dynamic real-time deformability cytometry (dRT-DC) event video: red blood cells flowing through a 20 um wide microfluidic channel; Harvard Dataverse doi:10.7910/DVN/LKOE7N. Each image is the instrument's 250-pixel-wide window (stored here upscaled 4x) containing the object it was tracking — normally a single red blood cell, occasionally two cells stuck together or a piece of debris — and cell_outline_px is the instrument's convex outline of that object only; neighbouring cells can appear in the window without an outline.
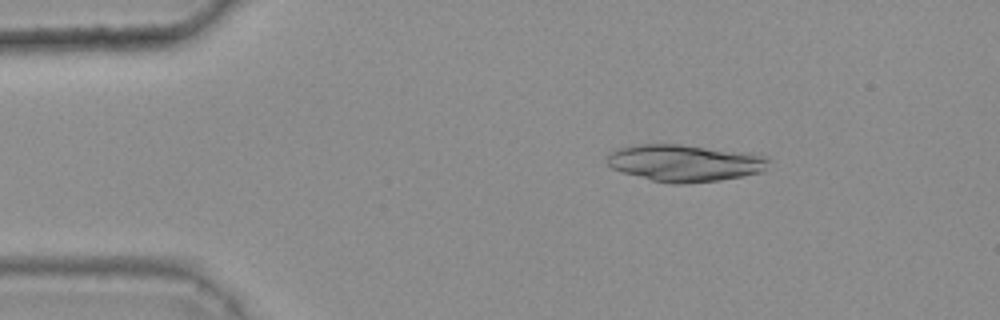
{"species": "common noctule bat (a hibernating species)", "species_latin": "Nyctalus noctula", "temperature_condition": "warm", "stored_images_in_passage": 45, "camera_frame_rate_fps": 3000, "um_per_image_px": 0.085, "animal": {"sex": "female", "body_mass_g": 25.1}, "frame": {"image": 1, "passage_image": 8, "time_ms": 2.333, "image_size_px": [1000, 320], "cell_outline_px": [[772, 160], [764, 172], [744, 176], [720, 180], [684, 184], [672, 184], [652, 180], [624, 172], [612, 168], [604, 160], [608, 152], [620, 148], [644, 144], [680, 144], [748, 152], [768, 156]], "centroid_in_image_um": [58.27, 13.85], "position_along_channel_um": 26.7, "area_um2": 35.2}}